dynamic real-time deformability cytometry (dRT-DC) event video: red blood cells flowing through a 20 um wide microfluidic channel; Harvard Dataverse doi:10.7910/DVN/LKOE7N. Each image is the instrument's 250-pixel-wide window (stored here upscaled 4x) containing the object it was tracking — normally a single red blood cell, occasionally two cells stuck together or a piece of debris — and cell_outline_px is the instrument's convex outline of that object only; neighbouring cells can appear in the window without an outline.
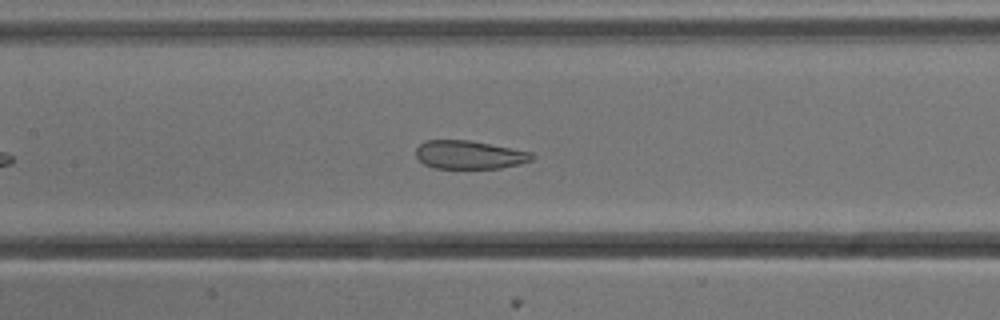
{"species": "common noctule bat (a hibernating species)", "species_latin": "Nyctalus noctula", "temperature_condition": "cold", "stored_images_in_passage": 39, "camera_frame_rate_fps": 3000, "um_per_image_px": 0.085, "animal": {"sex": "male", "body_mass_g": 13.3}, "frame": {"image": 1, "passage_image": 16, "time_ms": 5.0, "image_size_px": [1000, 320], "cell_outline_px": [[536, 156], [532, 160], [520, 164], [500, 168], [432, 168], [424, 164], [416, 156], [416, 148], [424, 140], [468, 140], [532, 152]], "centroid_in_image_um": [39.89, 13.16], "position_along_channel_um": 167.5, "area_um2": 19.19}}
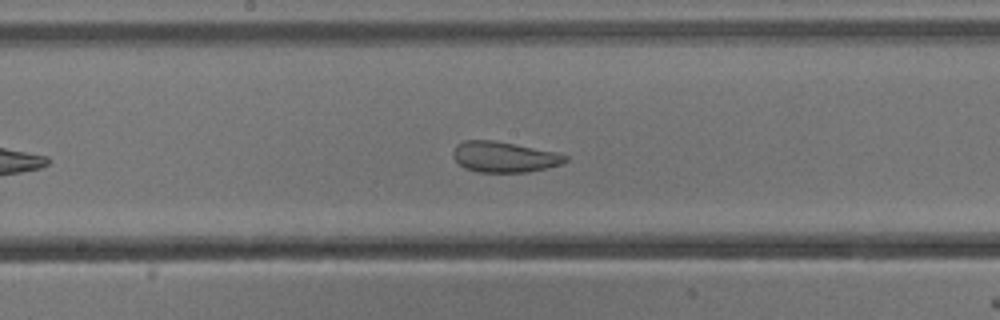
{"frame": {"image": 2, "passage_image": 19, "time_ms": 6.0, "image_size_px": [1000, 320], "cell_outline_px": [[568, 160], [564, 164], [548, 168], [528, 172], [476, 172], [464, 168], [452, 156], [452, 152], [456, 144], [464, 140], [496, 140], [556, 152], [568, 156]], "centroid_in_image_um": [42.86, 13.34], "position_along_channel_um": 205.3, "area_um2": 20.35}}
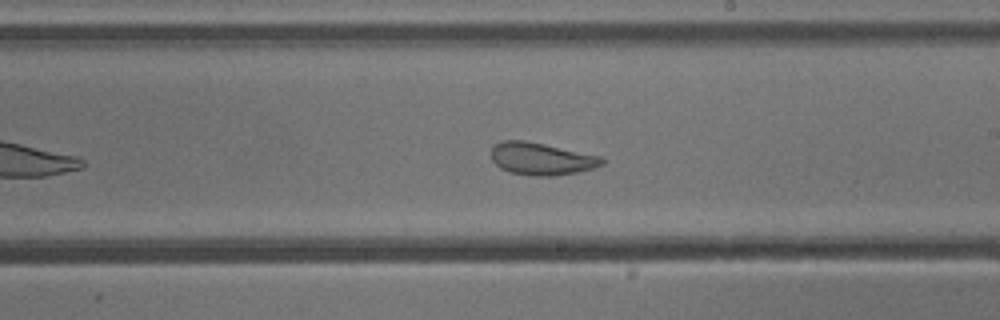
{"frame": {"image": 3, "passage_image": 22, "time_ms": 7.0, "image_size_px": [1000, 320], "cell_outline_px": [[604, 164], [592, 168], [576, 172], [552, 176], [536, 176], [508, 172], [500, 168], [492, 160], [492, 148], [500, 140], [524, 140], [544, 144], [600, 156], [604, 160]], "centroid_in_image_um": [45.99, 13.49], "position_along_channel_um": 243.0, "area_um2": 20.69}, "authors_computed_cell_mechanics": {"area_um2": 22.1952, "velocity_mm_per_s": 3.7868, "shape_relaxation_time_tau1_ms": null, "shape_relaxation_time_tau2_ms": 1.2541, "deformation_change_tau1": null, "deformation_change_tau2": 0.0824}}